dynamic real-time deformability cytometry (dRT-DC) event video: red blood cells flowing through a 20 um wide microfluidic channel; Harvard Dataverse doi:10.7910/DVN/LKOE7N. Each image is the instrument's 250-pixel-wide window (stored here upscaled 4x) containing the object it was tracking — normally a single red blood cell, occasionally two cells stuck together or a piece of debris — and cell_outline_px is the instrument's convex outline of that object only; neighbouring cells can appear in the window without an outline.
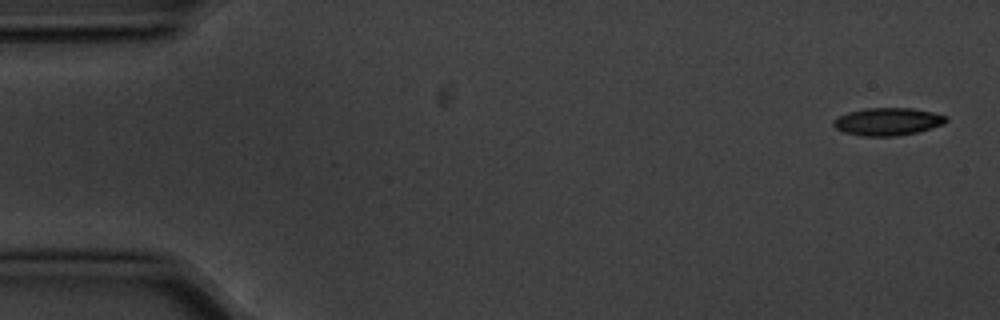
{"species": "common noctule bat (a hibernating species)", "species_latin": "Nyctalus noctula", "temperature_condition": "cold", "stored_images_in_passage": 4, "camera_frame_rate_fps": 3000, "um_per_image_px": 0.085, "animal": {"sex": "male", "body_mass_g": 20.1, "forearm_length_mm": 53.5}, "frame": {"image": 1, "passage_image": 1, "time_ms": 0.0, "image_size_px": [1000, 320], "cell_outline_px": [[948, 120], [944, 124], [916, 132], [896, 136], [860, 136], [844, 132], [836, 128], [832, 124], [832, 120], [848, 112], [864, 108], [912, 108], [932, 112], [948, 116]], "centroid_in_image_um": [75.45, 10.33], "position_along_channel_um": 9.6, "area_um2": 18.15}}